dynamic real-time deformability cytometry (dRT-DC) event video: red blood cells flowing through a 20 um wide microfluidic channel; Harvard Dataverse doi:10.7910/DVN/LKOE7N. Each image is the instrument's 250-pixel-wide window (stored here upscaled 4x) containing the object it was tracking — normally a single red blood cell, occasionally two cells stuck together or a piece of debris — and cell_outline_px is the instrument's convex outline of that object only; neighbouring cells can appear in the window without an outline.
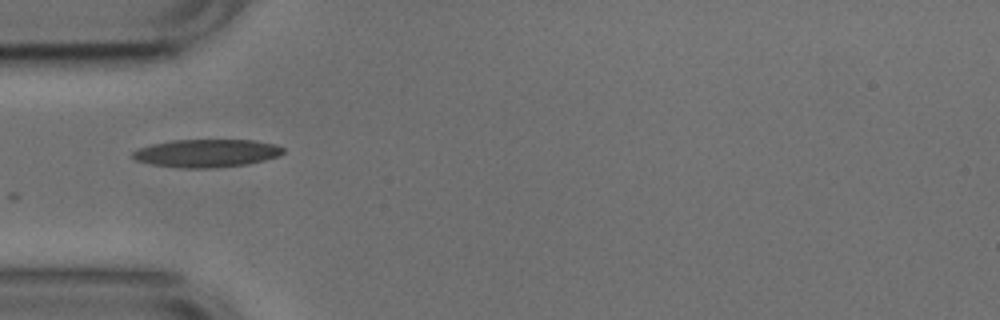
{"species": "common noctule bat (a hibernating species)", "species_latin": "Nyctalus noctula", "temperature_condition": "cold", "stored_images_in_passage": 8, "camera_frame_rate_fps": 3000, "um_per_image_px": 0.085, "animal": {"sex": "male", "body_mass_g": 17.9, "forearm_length_mm": 54.2}, "frame": {"image": 1, "passage_image": 1, "time_ms": 0.0, "image_size_px": [1000, 320], "cell_outline_px": [[284, 152], [280, 156], [248, 164], [212, 168], [184, 168], [152, 164], [136, 160], [132, 156], [132, 152], [140, 148], [152, 144], [172, 140], [256, 140], [276, 144], [284, 148]], "centroid_in_image_um": [17.61, 13.02], "position_along_channel_um": 67.4, "area_um2": 24.51}}